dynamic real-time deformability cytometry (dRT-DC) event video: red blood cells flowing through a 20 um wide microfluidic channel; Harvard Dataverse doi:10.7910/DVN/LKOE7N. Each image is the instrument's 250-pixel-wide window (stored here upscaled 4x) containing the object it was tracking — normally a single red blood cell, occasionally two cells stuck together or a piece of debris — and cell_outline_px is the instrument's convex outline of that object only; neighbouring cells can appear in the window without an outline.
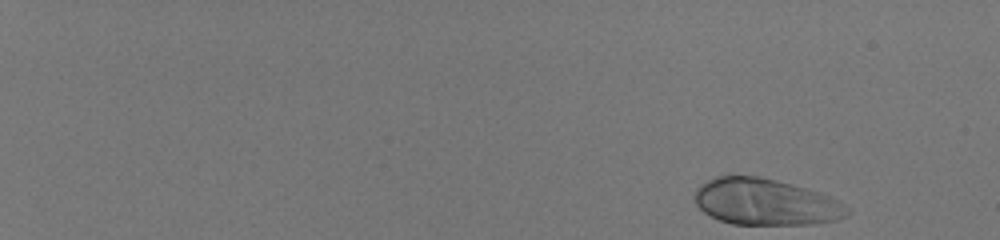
{"species": "human", "species_latin": "Homo sapiens", "temperature_condition": "room temperature", "stored_images_in_passage": 51, "camera_frame_rate_fps": 3000, "um_per_image_px": 0.085, "donor": {"sex": "male"}, "frame": {"image": 1, "passage_image": 1, "time_ms": 0.0, "image_size_px": [1000, 240], "cell_outline_px": [[852, 212], [848, 216], [836, 220], [812, 224], [732, 224], [720, 220], [704, 212], [696, 204], [696, 188], [708, 180], [716, 176], [760, 176], [792, 184], [832, 196], [848, 208]], "centroid_in_image_um": [65.11, 17.17], "position_along_channel_um": 19.9, "area_um2": 41.15}}
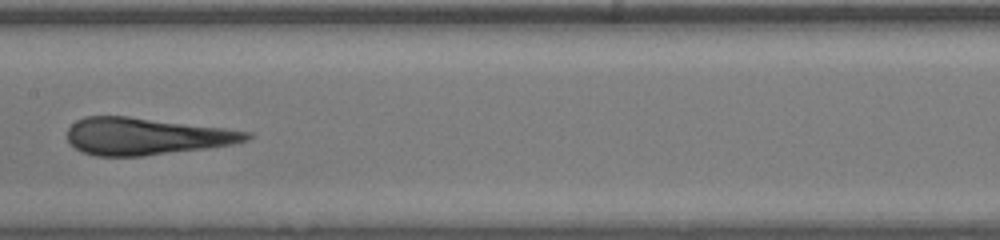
{"frame": {"image": 2, "passage_image": 30, "time_ms": 9.667, "image_size_px": [1000, 240], "cell_outline_px": [[256, 136], [248, 140], [232, 144], [208, 148], [140, 156], [96, 156], [80, 152], [68, 140], [68, 128], [76, 120], [84, 116], [128, 116], [224, 128], [252, 132]], "centroid_in_image_um": [12.43, 11.58], "position_along_channel_um": 195.0, "area_um2": 38.78}}
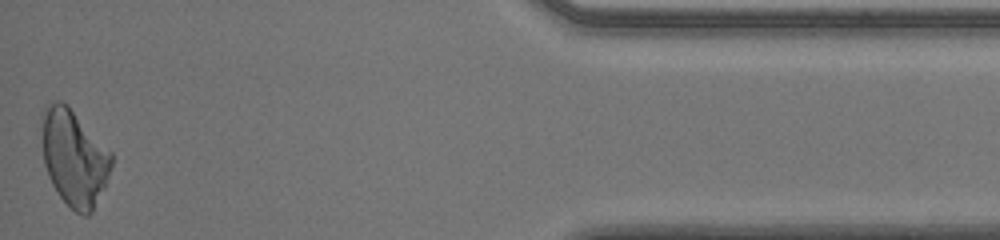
{"frame": {"image": 3, "passage_image": 51, "time_ms": 16.667, "image_size_px": [1000, 240], "cell_outline_px": [[112, 164], [104, 188], [92, 212], [88, 216], [84, 216], [76, 212], [60, 196], [52, 184], [48, 176], [44, 164], [40, 116], [40, 112], [44, 104], [52, 100], [60, 100], [68, 104], [112, 152]], "centroid_in_image_um": [6.27, 13.34], "position_along_channel_um": 428.9, "area_um2": 39.65}, "authors_computed_cell_mechanics": {"area_um2": 39.015, "velocity_mm_per_s": 4.0541, "shape_relaxation_time_tau1_ms": null, "shape_relaxation_time_tau2_ms": 0.8501, "deformation_change_tau1": null, "deformation_change_tau2": 0.0506}}